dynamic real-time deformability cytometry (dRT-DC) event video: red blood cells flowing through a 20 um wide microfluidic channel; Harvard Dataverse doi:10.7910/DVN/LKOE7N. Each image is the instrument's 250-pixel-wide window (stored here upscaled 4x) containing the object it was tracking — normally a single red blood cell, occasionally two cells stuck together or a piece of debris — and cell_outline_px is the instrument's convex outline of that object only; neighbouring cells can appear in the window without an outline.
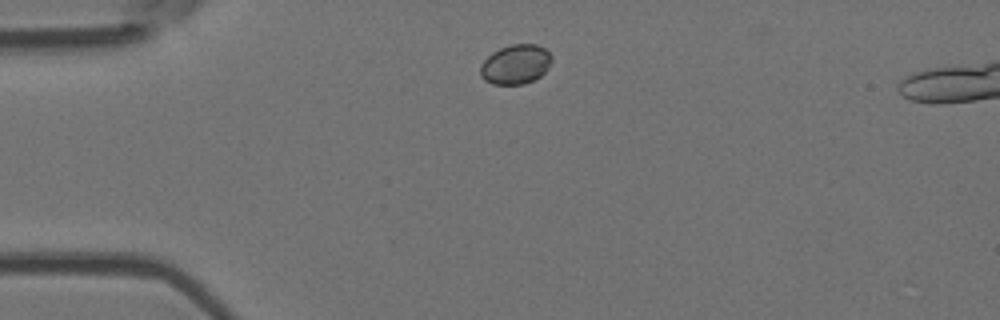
{"species": "Egyptian fruit bat (a non-hibernating species)", "species_latin": "Rousettus aegyptiacus", "temperature_condition": "room temperature", "stored_images_in_passage": 6, "camera_frame_rate_fps": 3000, "um_per_image_px": 0.085, "animal": {"sex": "female"}, "frame": {"image": 1, "passage_image": 1, "time_ms": 0.0, "image_size_px": [1000, 320], "cell_outline_px": [[552, 60], [548, 68], [540, 76], [524, 84], [492, 84], [484, 80], [480, 76], [480, 64], [492, 52], [500, 48], [512, 44], [536, 44], [544, 48], [552, 56]], "centroid_in_image_um": [43.81, 5.47], "position_along_channel_um": 41.2, "area_um2": 16.47}}
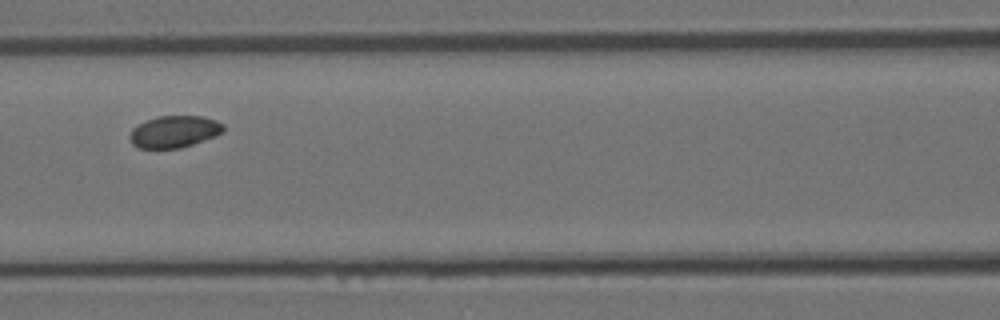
{"frame": {"image": 2, "passage_image": 4, "time_ms": 3.667, "image_size_px": [1000, 320], "cell_outline_px": [[224, 132], [216, 136], [180, 148], [140, 148], [132, 144], [128, 136], [132, 128], [156, 116], [204, 116], [216, 120], [224, 124]], "centroid_in_image_um": [14.83, 11.18], "position_along_channel_um": 151.8, "area_um2": 17.46}}
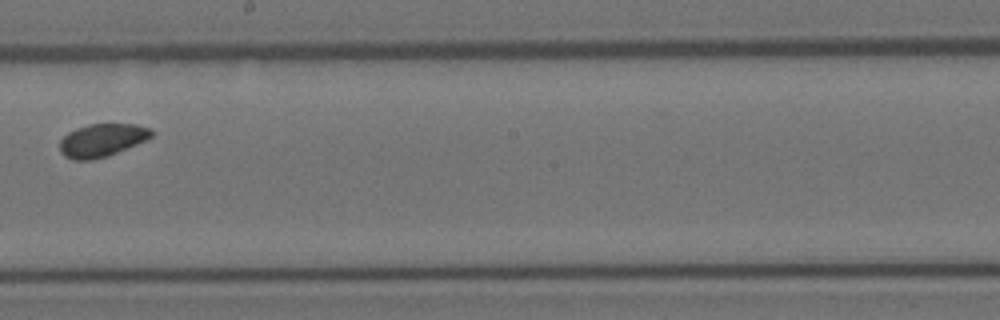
{"frame": {"image": 3, "passage_image": 6, "time_ms": 6.0, "image_size_px": [1000, 320], "cell_outline_px": [[152, 136], [136, 144], [108, 156], [92, 160], [72, 160], [64, 156], [60, 152], [60, 140], [68, 132], [76, 128], [88, 124], [136, 124], [152, 128]], "centroid_in_image_um": [8.64, 11.92], "position_along_channel_um": 239.6, "area_um2": 17.63}}